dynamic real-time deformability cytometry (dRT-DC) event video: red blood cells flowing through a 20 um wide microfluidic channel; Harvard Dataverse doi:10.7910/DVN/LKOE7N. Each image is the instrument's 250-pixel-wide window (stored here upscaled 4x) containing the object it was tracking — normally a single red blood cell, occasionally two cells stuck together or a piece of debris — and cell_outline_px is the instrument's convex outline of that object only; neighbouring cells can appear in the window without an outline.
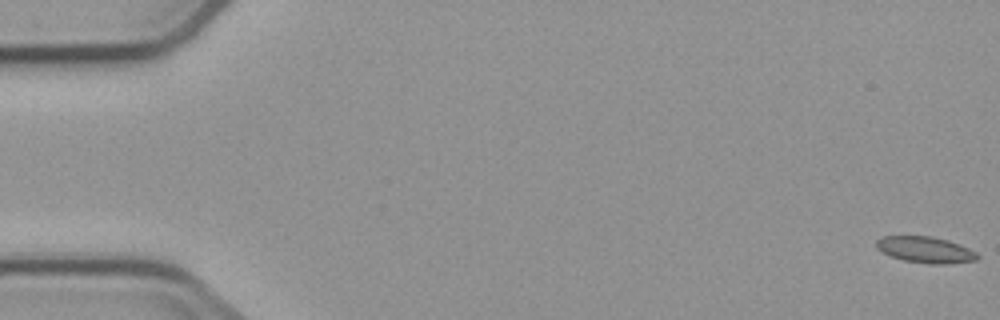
{"species": "common noctule bat (a hibernating species)", "species_latin": "Nyctalus noctula", "temperature_condition": "cold", "stored_images_in_passage": 6, "camera_frame_rate_fps": 3000, "um_per_image_px": 0.085, "animal": {"sex": "male", "body_mass_g": 23.1, "forearm_length_mm": 52.7}, "frame": {"image": 1, "passage_image": 1, "time_ms": 0.0, "image_size_px": [1000, 320], "cell_outline_px": [[980, 256], [976, 260], [944, 264], [928, 264], [904, 260], [892, 256], [876, 248], [876, 240], [880, 236], [932, 236], [948, 240], [968, 248], [976, 252]], "centroid_in_image_um": [78.65, 21.22], "position_along_channel_um": 6.3, "area_um2": 15.37}}
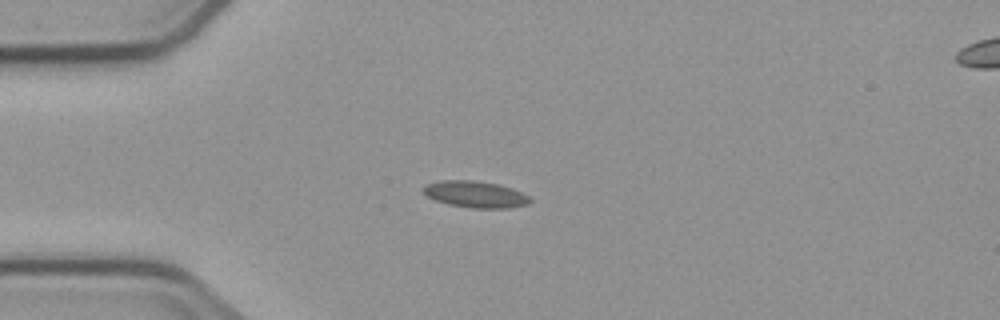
{"frame": {"image": 2, "passage_image": 5, "time_ms": 4.667, "image_size_px": [1000, 320], "cell_outline_px": [[532, 200], [528, 204], [508, 208], [472, 208], [448, 204], [436, 200], [428, 196], [420, 188], [424, 184], [440, 180], [472, 180], [500, 184], [512, 188], [528, 196]], "centroid_in_image_um": [40.38, 16.5], "position_along_channel_um": 44.6, "area_um2": 16.59}}
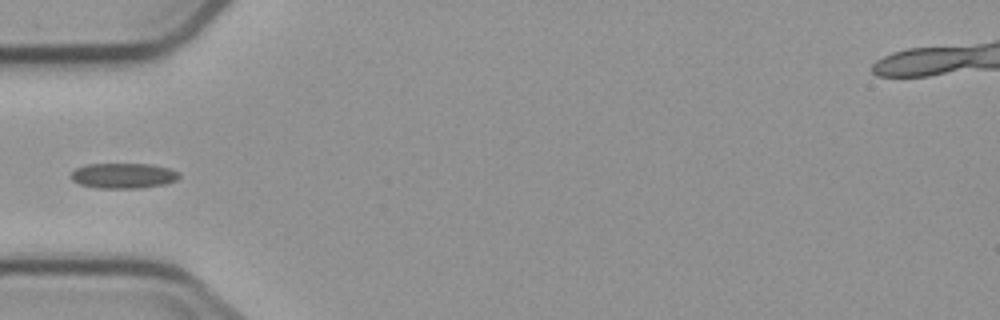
{"frame": {"image": 3, "passage_image": 6, "time_ms": 6.0, "image_size_px": [1000, 320], "cell_outline_px": [[180, 176], [176, 180], [164, 184], [140, 188], [96, 188], [80, 184], [72, 180], [68, 176], [76, 168], [88, 164], [152, 164], [168, 168], [176, 172]], "centroid_in_image_um": [10.44, 14.93], "position_along_channel_um": 74.6, "area_um2": 15.9}}